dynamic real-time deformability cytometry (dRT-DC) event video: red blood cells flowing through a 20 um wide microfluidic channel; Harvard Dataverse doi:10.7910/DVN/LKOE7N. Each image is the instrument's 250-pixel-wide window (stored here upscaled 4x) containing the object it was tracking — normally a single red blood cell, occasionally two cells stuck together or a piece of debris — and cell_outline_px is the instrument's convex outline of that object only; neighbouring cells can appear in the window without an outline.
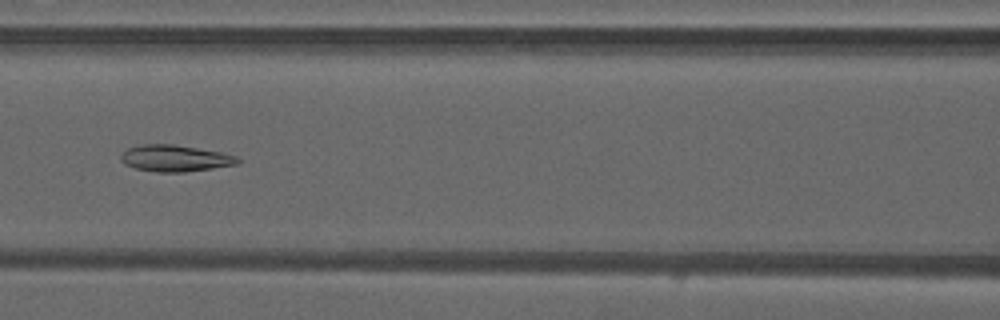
{"species": "common noctule bat (a hibernating species)", "species_latin": "Nyctalus noctula", "temperature_condition": "warm", "stored_images_in_passage": 45, "camera_frame_rate_fps": 3000, "um_per_image_px": 0.085, "animal": {"sex": "male", "forearm_length_mm": 52.5}, "frame": {"image": 1, "passage_image": 21, "time_ms": 6.667, "image_size_px": [1000, 320], "cell_outline_px": [[240, 164], [184, 172], [156, 172], [136, 168], [124, 164], [120, 160], [120, 156], [128, 148], [140, 144], [172, 144], [220, 152], [236, 156], [240, 160]], "centroid_in_image_um": [14.87, 13.45], "position_along_channel_um": 151.7, "area_um2": 17.98}}
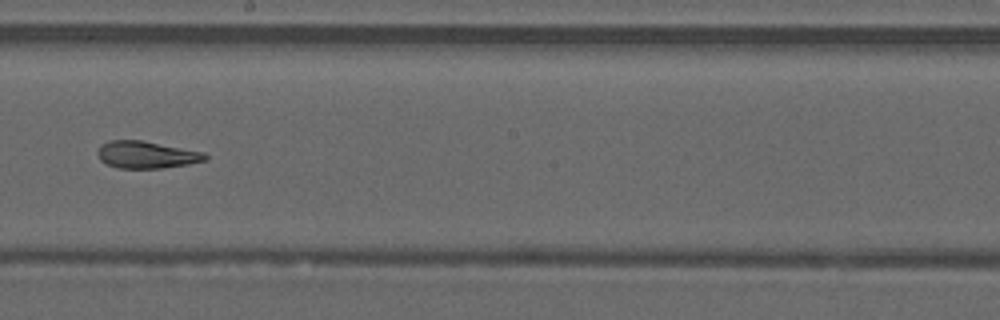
{"frame": {"image": 2, "passage_image": 27, "time_ms": 8.667, "image_size_px": [1000, 320], "cell_outline_px": [[208, 160], [188, 164], [160, 168], [120, 168], [108, 164], [100, 160], [96, 152], [100, 144], [108, 140], [140, 140], [204, 152], [208, 156]], "centroid_in_image_um": [12.43, 13.15], "position_along_channel_um": 235.8, "area_um2": 16.99}}
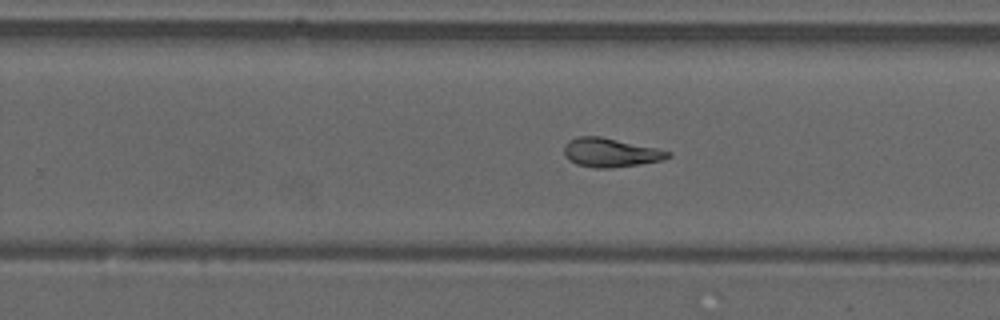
{"frame": {"image": 3, "passage_image": 30, "time_ms": 9.667, "image_size_px": [1000, 320], "cell_outline_px": [[672, 156], [660, 160], [640, 164], [612, 168], [596, 168], [576, 164], [568, 160], [564, 156], [564, 144], [568, 140], [576, 136], [600, 136], [656, 148], [672, 152]], "centroid_in_image_um": [51.84, 12.96], "position_along_channel_um": 278.0, "area_um2": 17.57}, "authors_computed_cell_mechanics": {"area_um2": 18.207, "velocity_mm_per_s": 4.23, "shape_relaxation_time_tau1_ms": null, "shape_relaxation_time_tau2_ms": 5.6191, "deformation_change_tau1": null, "deformation_change_tau2": 0.1362}}